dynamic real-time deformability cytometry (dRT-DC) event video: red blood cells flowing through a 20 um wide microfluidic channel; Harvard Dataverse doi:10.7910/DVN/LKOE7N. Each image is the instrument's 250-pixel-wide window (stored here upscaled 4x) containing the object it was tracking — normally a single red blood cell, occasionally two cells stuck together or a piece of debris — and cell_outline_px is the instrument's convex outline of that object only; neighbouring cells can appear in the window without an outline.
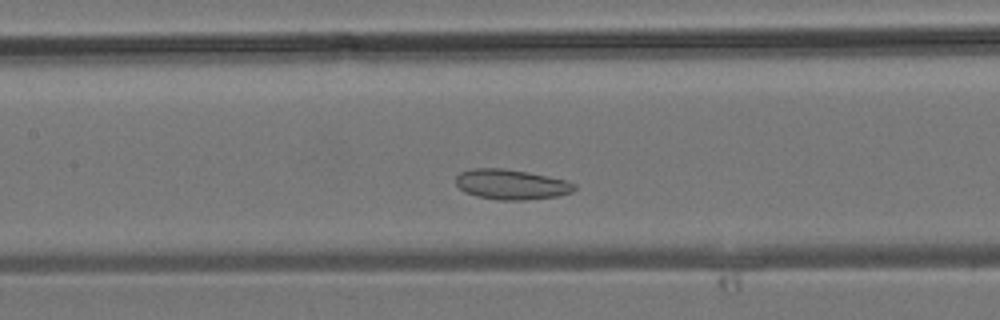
{"species": "common noctule bat (a hibernating species)", "species_latin": "Nyctalus noctula", "temperature_condition": "room temperature", "stored_images_in_passage": 28, "camera_frame_rate_fps": 3000, "um_per_image_px": 0.085, "animal": {"sex": "male", "body_mass_g": 19.2, "forearm_length_mm": 51.8}, "frame": {"image": 1, "passage_image": 12, "time_ms": 3.667, "image_size_px": [1000, 320], "cell_outline_px": [[576, 188], [572, 192], [560, 196], [524, 200], [496, 200], [476, 196], [464, 192], [456, 184], [456, 176], [460, 172], [472, 168], [504, 168], [528, 172], [568, 180], [576, 184]], "centroid_in_image_um": [43.47, 15.68], "position_along_channel_um": 163.9, "area_um2": 21.1}}
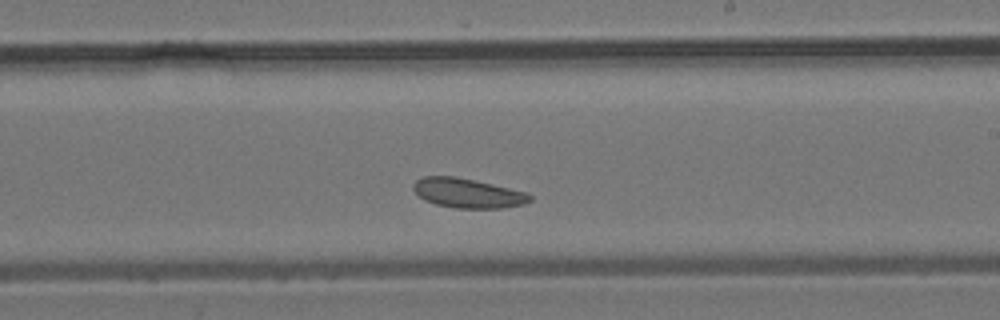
{"frame": {"image": 2, "passage_image": 17, "time_ms": 5.333, "image_size_px": [1000, 320], "cell_outline_px": [[532, 200], [524, 204], [504, 208], [456, 208], [436, 204], [424, 200], [412, 188], [412, 184], [416, 180], [424, 176], [456, 176], [492, 184], [524, 192], [532, 196]], "centroid_in_image_um": [39.73, 16.41], "position_along_channel_um": 249.3, "area_um2": 19.94}}
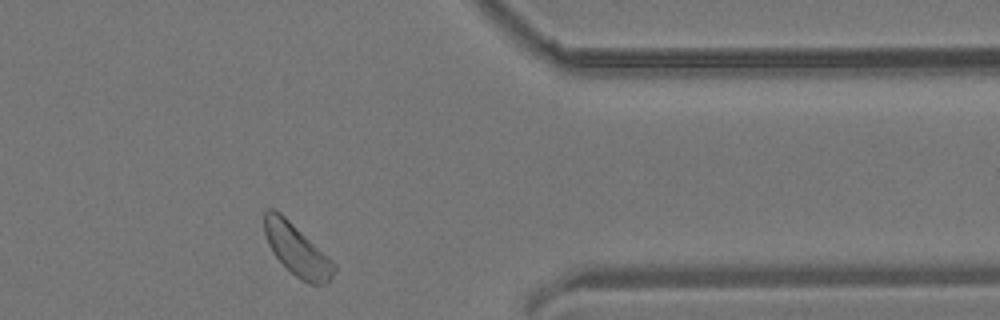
{"frame": {"image": 3, "passage_image": 26, "time_ms": 8.333, "image_size_px": [1000, 320], "cell_outline_px": [[336, 268], [332, 276], [324, 284], [308, 284], [300, 280], [272, 252], [268, 244], [264, 232], [264, 212], [268, 208], [272, 208], [280, 212], [332, 260], [336, 264]], "centroid_in_image_um": [25.22, 21.23], "position_along_channel_um": 386.2, "area_um2": 20.58}}